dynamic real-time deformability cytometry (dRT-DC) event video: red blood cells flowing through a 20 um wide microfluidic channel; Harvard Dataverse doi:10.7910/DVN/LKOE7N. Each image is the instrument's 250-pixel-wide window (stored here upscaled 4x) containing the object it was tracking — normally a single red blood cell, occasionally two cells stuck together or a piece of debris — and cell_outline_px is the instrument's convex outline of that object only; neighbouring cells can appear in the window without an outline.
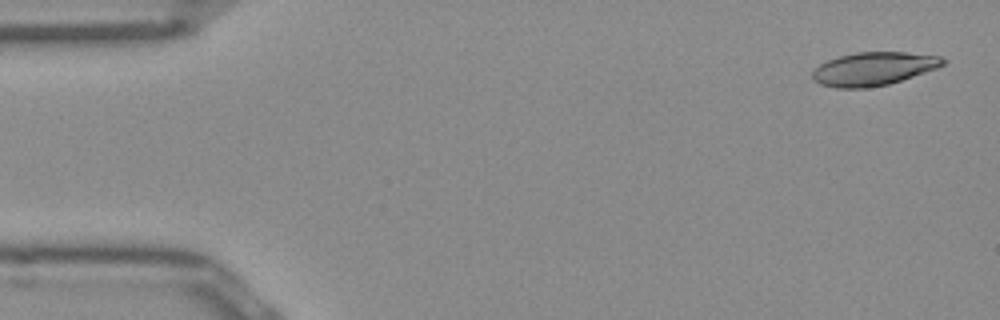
{"species": "Egyptian fruit bat (a non-hibernating species)", "species_latin": "Rousettus aegyptiacus", "temperature_condition": "room temperature", "stored_images_in_passage": 49, "camera_frame_rate_fps": 3000, "um_per_image_px": 0.085, "frame": {"image": 1, "passage_image": 1, "time_ms": 0.0, "image_size_px": [1000, 320], "cell_outline_px": [[948, 60], [944, 64], [936, 68], [888, 84], [868, 88], [836, 88], [820, 84], [812, 80], [812, 72], [820, 64], [828, 60], [840, 56], [856, 52], [904, 52], [940, 56]], "centroid_in_image_um": [74.23, 5.85], "position_along_channel_um": 10.8, "area_um2": 25.2}}
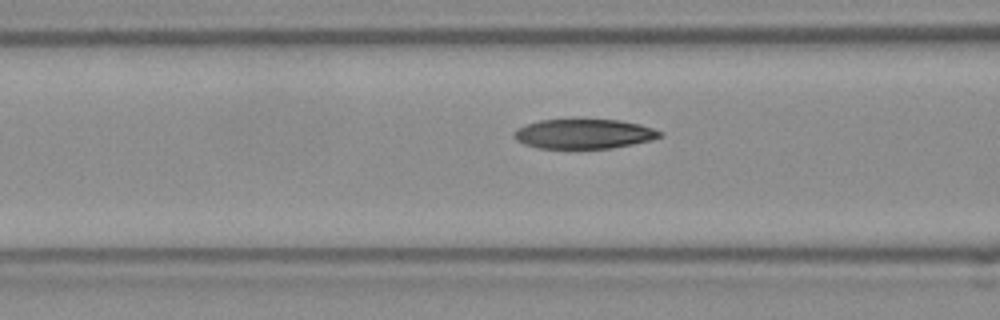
{"frame": {"image": 2, "passage_image": 18, "time_ms": 5.667, "image_size_px": [1000, 320], "cell_outline_px": [[664, 136], [652, 140], [612, 148], [536, 148], [524, 144], [516, 140], [512, 136], [512, 132], [516, 128], [524, 124], [540, 120], [620, 120], [640, 124], [664, 132]], "centroid_in_image_um": [49.61, 11.38], "position_along_channel_um": 117.0, "area_um2": 25.37}}
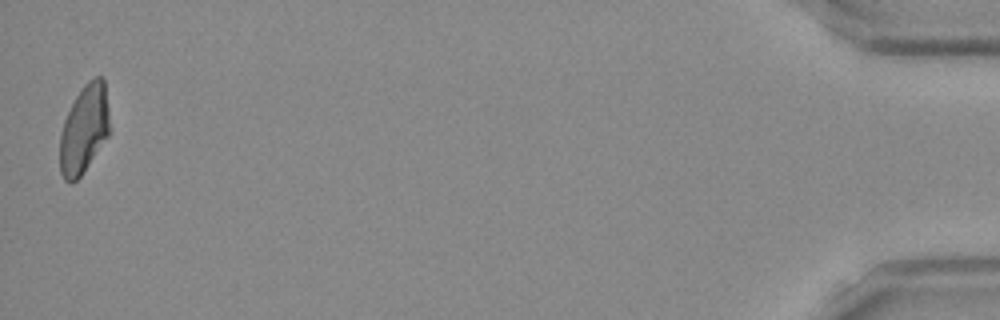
{"frame": {"image": 3, "passage_image": 49, "time_ms": 16.0, "image_size_px": [1000, 320], "cell_outline_px": [[112, 132], [80, 176], [72, 184], [64, 180], [60, 172], [60, 132], [64, 120], [76, 96], [84, 84], [88, 80], [96, 76], [104, 76], [112, 128]], "centroid_in_image_um": [7.19, 10.96], "position_along_channel_um": 428.0, "area_um2": 26.24}, "authors_computed_cell_mechanics": {"area_um2": 26.3568, "velocity_mm_per_s": 3.9569, "shape_relaxation_time_tau1_ms": 8.5255, "shape_relaxation_time_tau2_ms": 3.0684, "deformation_change_tau1": 0.2285, "deformation_change_tau2": 0.0962}}